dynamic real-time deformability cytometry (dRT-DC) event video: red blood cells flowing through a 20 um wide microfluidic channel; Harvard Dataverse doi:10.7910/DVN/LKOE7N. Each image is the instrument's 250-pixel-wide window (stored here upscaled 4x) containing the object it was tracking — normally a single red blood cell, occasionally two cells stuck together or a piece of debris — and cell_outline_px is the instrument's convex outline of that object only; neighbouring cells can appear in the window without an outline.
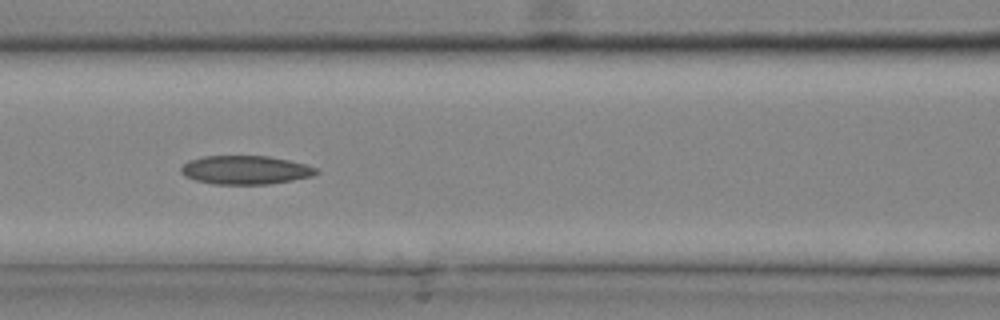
{"species": "common noctule bat (a hibernating species)", "species_latin": "Nyctalus noctula", "temperature_condition": "cold", "stored_images_in_passage": 16, "camera_frame_rate_fps": 3000, "um_per_image_px": 0.085, "animal": {"sex": "male", "body_mass_g": 20.4}, "frame": {"image": 1, "passage_image": 10, "time_ms": 3.0, "image_size_px": [1000, 320], "cell_outline_px": [[320, 172], [312, 176], [292, 180], [268, 184], [216, 184], [196, 180], [184, 176], [180, 172], [180, 168], [188, 160], [204, 156], [268, 156], [288, 160], [304, 164], [316, 168]], "centroid_in_image_um": [20.84, 14.44], "position_along_channel_um": 145.8, "area_um2": 22.48}}